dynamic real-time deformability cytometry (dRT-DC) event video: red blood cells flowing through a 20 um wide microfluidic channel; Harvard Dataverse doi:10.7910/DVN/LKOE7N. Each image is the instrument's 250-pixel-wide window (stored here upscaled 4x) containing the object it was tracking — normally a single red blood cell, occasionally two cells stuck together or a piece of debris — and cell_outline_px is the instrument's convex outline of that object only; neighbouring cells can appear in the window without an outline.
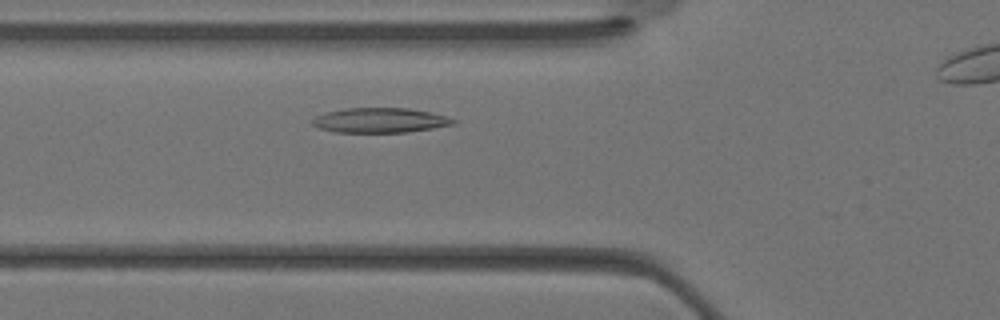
{"species": "Egyptian fruit bat (a non-hibernating species)", "species_latin": "Rousettus aegyptiacus", "temperature_condition": "warm", "stored_images_in_passage": 24, "camera_frame_rate_fps": 3000, "um_per_image_px": 0.085, "animal": {"sex": "female"}, "frame": {"image": 1, "passage_image": 7, "time_ms": 2.0, "image_size_px": [1000, 320], "cell_outline_px": [[456, 124], [408, 132], [336, 132], [320, 128], [312, 124], [312, 120], [316, 116], [328, 112], [344, 108], [408, 108], [432, 112], [456, 120]], "centroid_in_image_um": [32.32, 10.22], "position_along_channel_um": 93.5, "area_um2": 20.23}}
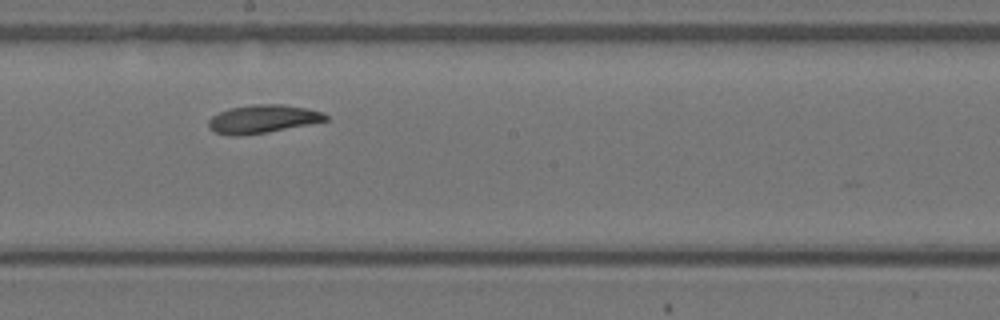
{"frame": {"image": 2, "passage_image": 14, "time_ms": 4.333, "image_size_px": [1000, 320], "cell_outline_px": [[328, 120], [268, 132], [240, 136], [232, 136], [216, 132], [208, 128], [208, 120], [212, 116], [220, 112], [232, 108], [256, 104], [284, 104], [308, 108], [324, 112], [328, 116]], "centroid_in_image_um": [22.35, 10.11], "position_along_channel_um": 225.9, "area_um2": 19.25}}
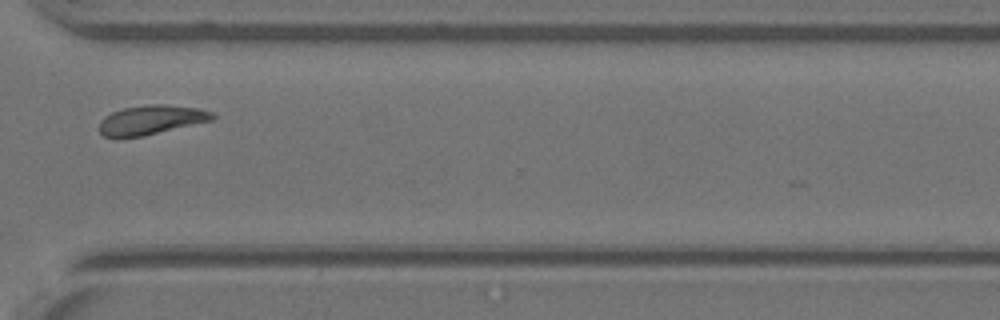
{"frame": {"image": 3, "passage_image": 21, "time_ms": 6.667, "image_size_px": [1000, 320], "cell_outline_px": [[216, 116], [212, 120], [144, 136], [116, 140], [104, 136], [100, 132], [100, 120], [104, 116], [112, 112], [124, 108], [148, 104], [168, 104], [196, 108], [212, 112]], "centroid_in_image_um": [12.79, 10.21], "position_along_channel_um": 357.8, "area_um2": 19.65}}